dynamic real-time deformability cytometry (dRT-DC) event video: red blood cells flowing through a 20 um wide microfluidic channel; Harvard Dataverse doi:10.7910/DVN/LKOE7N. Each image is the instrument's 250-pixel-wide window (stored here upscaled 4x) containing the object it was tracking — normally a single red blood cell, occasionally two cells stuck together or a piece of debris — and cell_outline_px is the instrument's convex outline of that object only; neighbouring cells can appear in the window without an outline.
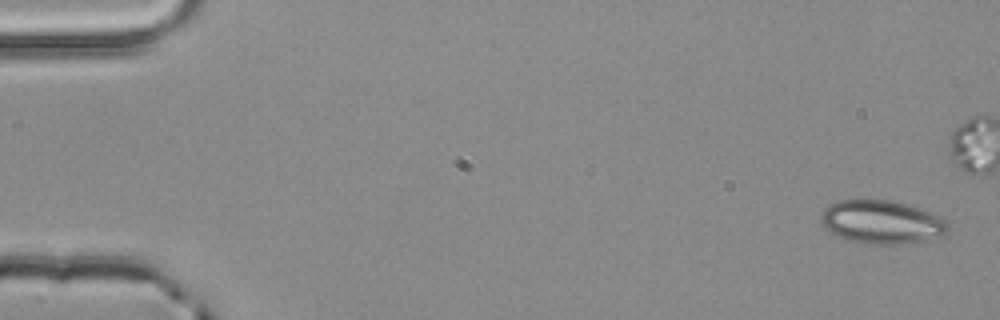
{"species": "common noctule bat (a hibernating species)", "species_latin": "Nyctalus noctula", "temperature_condition": "room temperature", "stored_images_in_passage": 5, "segment_of_instrument_passage": [1, 2], "camera_frame_rate_fps": 3000, "um_per_image_px": 0.085, "animal": {"sex": "male", "body_mass_g": 20.4}, "frame": {"image": 1, "passage_image": 1, "time_ms": 0.0, "image_size_px": [1000, 320], "cell_outline_px": [[948, 228], [940, 236], [920, 240], [892, 244], [868, 244], [848, 240], [836, 236], [824, 228], [820, 220], [820, 216], [824, 208], [828, 204], [836, 200], [892, 200], [928, 212], [944, 220], [948, 224]], "centroid_in_image_um": [74.82, 18.86], "position_along_channel_um": 10.2, "area_um2": 31.62}}